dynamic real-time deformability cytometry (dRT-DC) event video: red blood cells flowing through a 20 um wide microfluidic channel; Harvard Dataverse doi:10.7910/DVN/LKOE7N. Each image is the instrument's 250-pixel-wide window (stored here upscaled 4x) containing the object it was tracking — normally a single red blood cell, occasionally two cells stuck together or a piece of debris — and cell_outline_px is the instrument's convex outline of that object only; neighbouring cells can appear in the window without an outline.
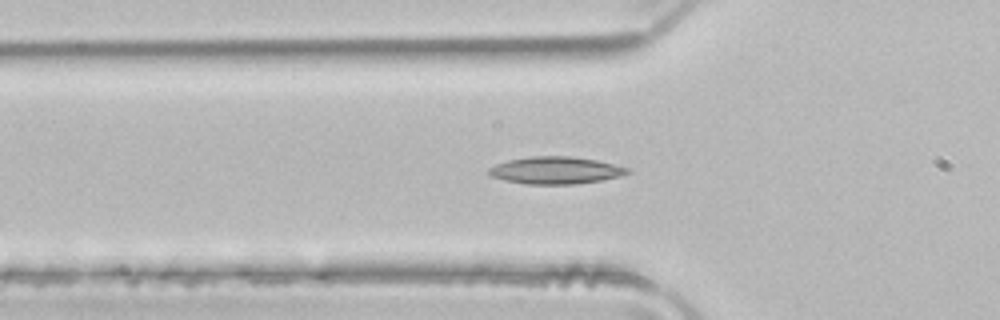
{"species": "common noctule bat (a hibernating species)", "species_latin": "Nyctalus noctula", "temperature_condition": "room temperature", "stored_images_in_passage": 48, "camera_frame_rate_fps": 3000, "um_per_image_px": 0.085, "animal": {"sex": "male", "body_mass_g": 21.5, "forearm_length_mm": 52.0}, "frame": {"image": 1, "passage_image": 16, "time_ms": 5.0, "image_size_px": [1000, 320], "cell_outline_px": [[632, 172], [620, 176], [600, 180], [572, 184], [528, 184], [504, 180], [488, 176], [488, 168], [496, 164], [508, 160], [532, 156], [568, 156], [596, 160], [632, 168]], "centroid_in_image_um": [47.23, 14.47], "position_along_channel_um": 78.6, "area_um2": 22.02}}
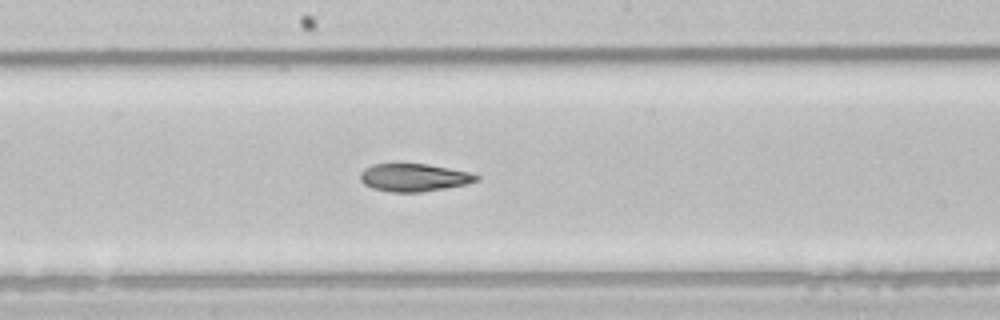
{"frame": {"image": 2, "passage_image": 26, "time_ms": 8.333, "image_size_px": [1000, 320], "cell_outline_px": [[480, 180], [464, 184], [444, 188], [420, 192], [392, 192], [372, 188], [364, 184], [360, 180], [360, 172], [364, 168], [372, 164], [428, 164], [468, 172], [480, 176]], "centroid_in_image_um": [35.15, 15.08], "position_along_channel_um": 213.0, "area_um2": 18.67}}
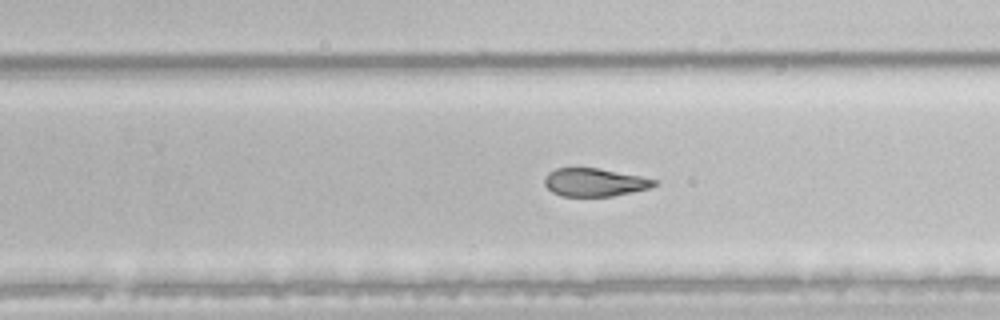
{"frame": {"image": 3, "passage_image": 31, "time_ms": 10.0, "image_size_px": [1000, 320], "cell_outline_px": [[656, 184], [648, 188], [632, 192], [612, 196], [560, 196], [552, 192], [544, 184], [544, 176], [548, 172], [556, 168], [596, 168], [640, 176], [656, 180]], "centroid_in_image_um": [50.48, 15.5], "position_along_channel_um": 279.3, "area_um2": 17.8}, "authors_computed_cell_mechanics": {"area_um2": 20.8369, "velocity_mm_per_s": 4.0059, "shape_relaxation_time_tau1_ms": null, "shape_relaxation_time_tau2_ms": 2.3735, "deformation_change_tau1": null, "deformation_change_tau2": 0.0912}}